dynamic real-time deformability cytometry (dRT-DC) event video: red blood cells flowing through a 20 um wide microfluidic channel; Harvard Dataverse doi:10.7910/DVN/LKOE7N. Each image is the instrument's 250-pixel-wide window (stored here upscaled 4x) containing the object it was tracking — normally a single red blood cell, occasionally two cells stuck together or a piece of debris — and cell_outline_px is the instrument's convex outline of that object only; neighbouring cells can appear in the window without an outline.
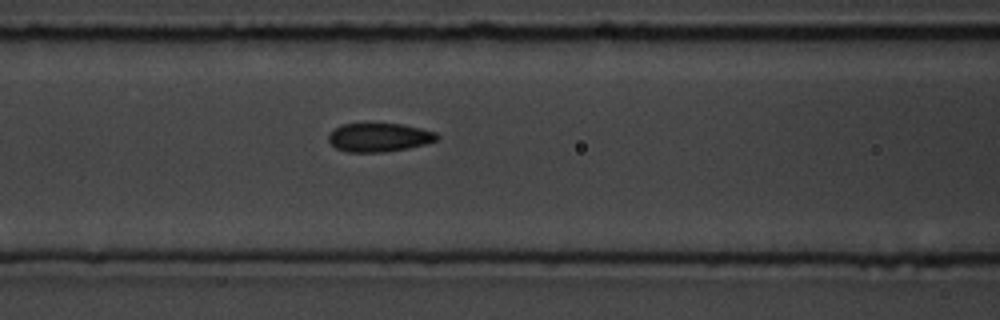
{"species": "common noctule bat (a hibernating species)", "species_latin": "Nyctalus noctula", "temperature_condition": "room temperature", "stored_images_in_passage": 8, "segment_of_instrument_passage": [2, 2], "camera_frame_rate_fps": 3000, "um_per_image_px": 0.085, "animal": {"sex": "male", "body_mass_g": 19.5, "forearm_length_mm": 54.6}, "frame": {"image": 1, "passage_image": 8, "time_ms": 9.0, "image_size_px": [1000, 320], "cell_outline_px": [[440, 136], [436, 140], [424, 144], [408, 148], [384, 152], [348, 152], [336, 148], [328, 140], [328, 136], [340, 124], [364, 120], [368, 120], [400, 124], [420, 128], [436, 132]], "centroid_in_image_um": [32.18, 11.62], "position_along_channel_um": 134.4, "area_um2": 18.84}}